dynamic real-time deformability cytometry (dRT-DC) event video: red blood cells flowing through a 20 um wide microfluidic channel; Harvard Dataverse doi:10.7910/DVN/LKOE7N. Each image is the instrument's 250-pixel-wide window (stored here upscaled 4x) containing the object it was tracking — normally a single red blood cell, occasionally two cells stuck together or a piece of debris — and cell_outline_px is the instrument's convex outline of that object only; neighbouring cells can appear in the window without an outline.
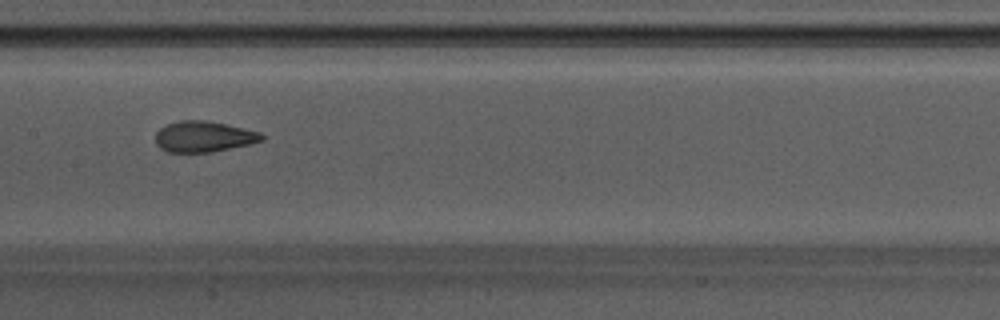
{"species": "Egyptian fruit bat (a non-hibernating species)", "species_latin": "Rousettus aegyptiacus", "temperature_condition": "warm", "stored_images_in_passage": 42, "camera_frame_rate_fps": 3000, "um_per_image_px": 0.085, "animal": {"sex": "male"}, "frame": {"image": 1, "passage_image": 14, "time_ms": 4.333, "image_size_px": [1000, 320], "cell_outline_px": [[264, 140], [252, 144], [212, 152], [168, 152], [160, 148], [156, 144], [156, 132], [160, 128], [168, 124], [180, 120], [204, 120], [224, 124], [260, 132], [264, 136]], "centroid_in_image_um": [17.32, 11.62], "position_along_channel_um": 190.1, "area_um2": 19.07}}
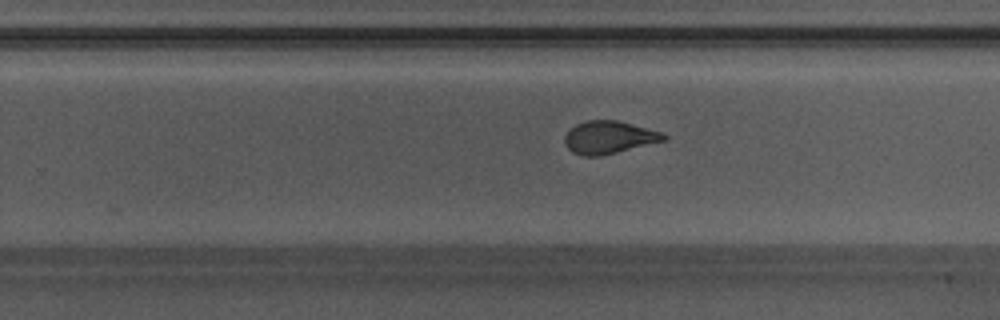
{"frame": {"image": 2, "passage_image": 21, "time_ms": 6.667, "image_size_px": [1000, 320], "cell_outline_px": [[668, 140], [600, 156], [584, 156], [572, 152], [568, 148], [564, 140], [564, 136], [576, 124], [588, 120], [616, 120], [632, 124], [660, 132], [668, 136]], "centroid_in_image_um": [51.77, 11.68], "position_along_channel_um": 278.0, "area_um2": 18.73}}
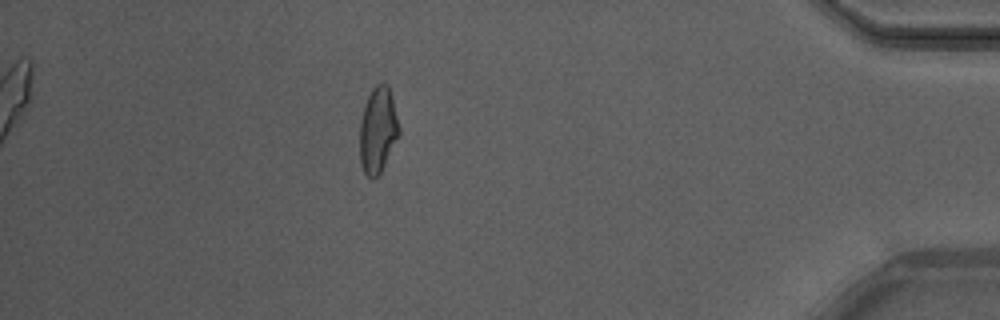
{"frame": {"image": 3, "passage_image": 35, "time_ms": 11.333, "image_size_px": [1000, 320], "cell_outline_px": [[400, 132], [380, 172], [372, 180], [364, 172], [360, 164], [360, 120], [364, 104], [372, 88], [380, 80], [388, 84], [400, 128]], "centroid_in_image_um": [32.1, 11.0], "position_along_channel_um": 403.1, "area_um2": 19.59}, "authors_computed_cell_mechanics": {"area_um2": 19.4497, "velocity_mm_per_s": 3.782, "shape_relaxation_time_tau1_ms": 9.5253, "shape_relaxation_time_tau2_ms": 1.1956, "deformation_change_tau1": 0.2448, "deformation_change_tau2": 0.0812}}